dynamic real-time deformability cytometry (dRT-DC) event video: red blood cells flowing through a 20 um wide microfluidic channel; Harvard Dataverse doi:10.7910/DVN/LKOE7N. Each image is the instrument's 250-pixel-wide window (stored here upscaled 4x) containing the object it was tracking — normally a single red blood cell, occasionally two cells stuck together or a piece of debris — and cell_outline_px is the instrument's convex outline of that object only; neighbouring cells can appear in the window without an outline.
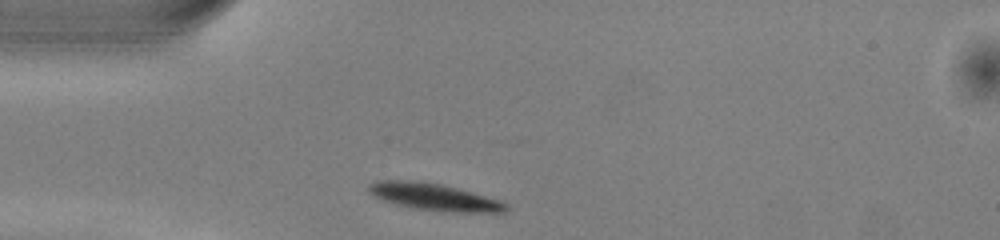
{"species": "common noctule bat (a hibernating species)", "species_latin": "Nyctalus noctula", "temperature_condition": "warm", "stored_images_in_passage": 38, "camera_frame_rate_fps": 3000, "um_per_image_px": 0.085, "animal": {"sex": "male", "body_mass_g": 13.0, "forearm_length_mm": 53.1}, "frame": {"image": 1, "passage_image": 1, "time_ms": 0.0, "image_size_px": [1000, 240], "cell_outline_px": [[508, 208], [504, 212], [452, 212], [412, 208], [396, 204], [384, 200], [368, 192], [368, 184], [376, 180], [416, 180], [440, 184], [472, 192], [500, 200], [508, 204]], "centroid_in_image_um": [36.89, 16.73], "position_along_channel_um": 48.1, "area_um2": 21.5}}
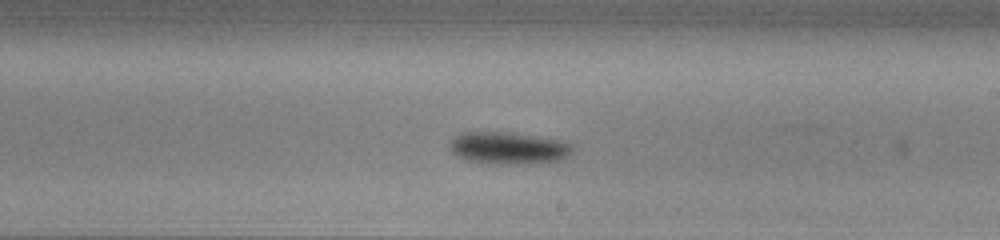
{"frame": {"image": 2, "passage_image": 17, "time_ms": 5.333, "image_size_px": [1000, 240], "cell_outline_px": [[572, 152], [568, 156], [560, 160], [524, 164], [492, 164], [468, 160], [456, 156], [448, 148], [448, 144], [456, 136], [464, 132], [508, 132], [560, 140], [572, 144]], "centroid_in_image_um": [43.19, 12.59], "position_along_channel_um": 245.8, "area_um2": 23.0}}
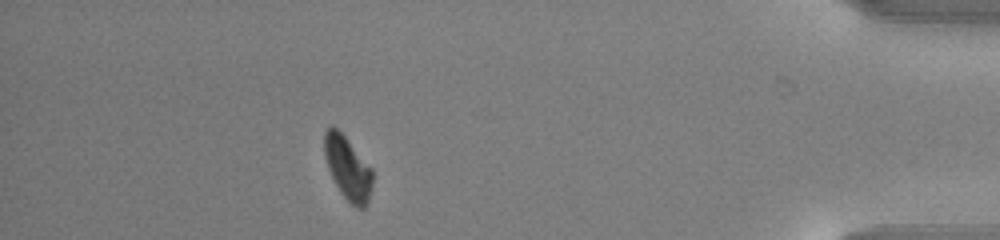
{"frame": {"image": 3, "passage_image": 33, "time_ms": 10.667, "image_size_px": [1000, 240], "cell_outline_px": [[372, 184], [368, 200], [364, 208], [356, 208], [340, 192], [328, 168], [324, 156], [324, 132], [332, 124], [344, 136], [372, 168]], "centroid_in_image_um": [29.54, 14.28], "position_along_channel_um": 405.7, "area_um2": 17.46}, "authors_computed_cell_mechanics": {"area_um2": 21.386, "velocity_mm_per_s": 3.9762, "shape_relaxation_time_tau1_ms": 2.4916, "shape_relaxation_time_tau2_ms": 6.2194, "deformation_change_tau1": 0.1049, "deformation_change_tau2": 0.1006}}